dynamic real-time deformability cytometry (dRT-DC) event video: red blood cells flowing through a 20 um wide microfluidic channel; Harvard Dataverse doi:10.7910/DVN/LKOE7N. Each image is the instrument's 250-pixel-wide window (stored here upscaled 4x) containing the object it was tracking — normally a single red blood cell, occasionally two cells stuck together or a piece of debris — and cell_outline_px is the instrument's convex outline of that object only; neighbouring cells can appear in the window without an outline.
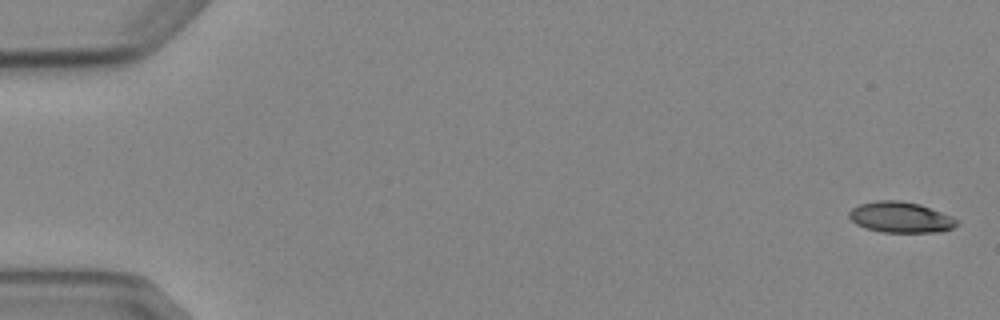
{"species": "Egyptian fruit bat (a non-hibernating species)", "species_latin": "Rousettus aegyptiacus", "temperature_condition": "cold", "stored_images_in_passage": 6, "camera_frame_rate_fps": 3000, "um_per_image_px": 0.085, "animal": {"sex": "female"}, "frame": {"image": 1, "passage_image": 1, "time_ms": 0.0, "image_size_px": [1000, 320], "cell_outline_px": [[960, 220], [952, 228], [940, 232], [884, 232], [868, 228], [856, 224], [848, 216], [848, 212], [852, 208], [860, 204], [876, 200], [900, 200], [920, 204], [952, 216]], "centroid_in_image_um": [76.56, 18.46], "position_along_channel_um": 8.4, "area_um2": 19.31}}
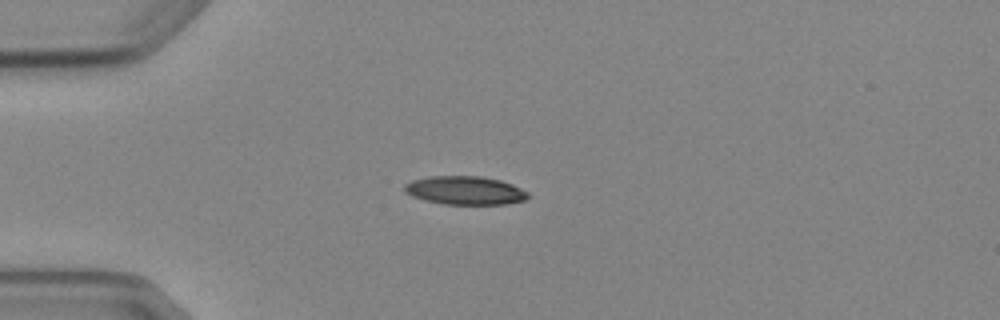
{"frame": {"image": 2, "passage_image": 4, "time_ms": 4.333, "image_size_px": [1000, 320], "cell_outline_px": [[528, 196], [524, 200], [508, 204], [444, 204], [424, 200], [412, 196], [404, 192], [404, 184], [412, 180], [428, 176], [480, 176], [500, 180], [512, 184], [528, 192]], "centroid_in_image_um": [39.5, 16.18], "position_along_channel_um": 45.5, "area_um2": 20.52}}
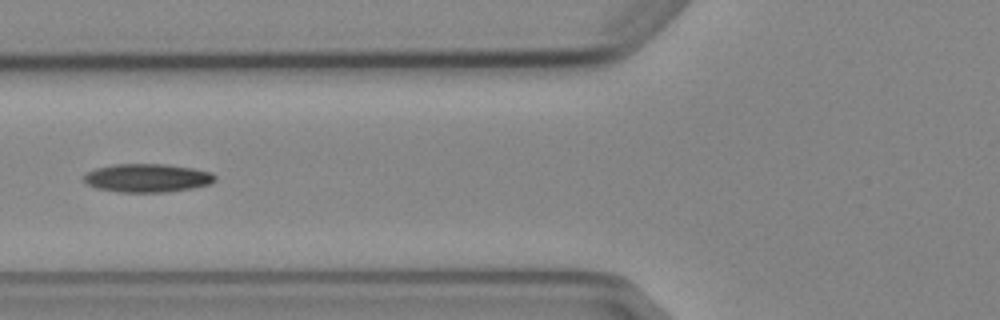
{"frame": {"image": 3, "passage_image": 6, "time_ms": 6.667, "image_size_px": [1000, 320], "cell_outline_px": [[216, 180], [212, 184], [192, 188], [168, 192], [116, 192], [96, 188], [88, 184], [84, 180], [84, 176], [88, 172], [96, 168], [116, 164], [164, 164], [192, 168], [212, 172], [216, 176]], "centroid_in_image_um": [12.56, 15.13], "position_along_channel_um": 113.2, "area_um2": 21.79}}